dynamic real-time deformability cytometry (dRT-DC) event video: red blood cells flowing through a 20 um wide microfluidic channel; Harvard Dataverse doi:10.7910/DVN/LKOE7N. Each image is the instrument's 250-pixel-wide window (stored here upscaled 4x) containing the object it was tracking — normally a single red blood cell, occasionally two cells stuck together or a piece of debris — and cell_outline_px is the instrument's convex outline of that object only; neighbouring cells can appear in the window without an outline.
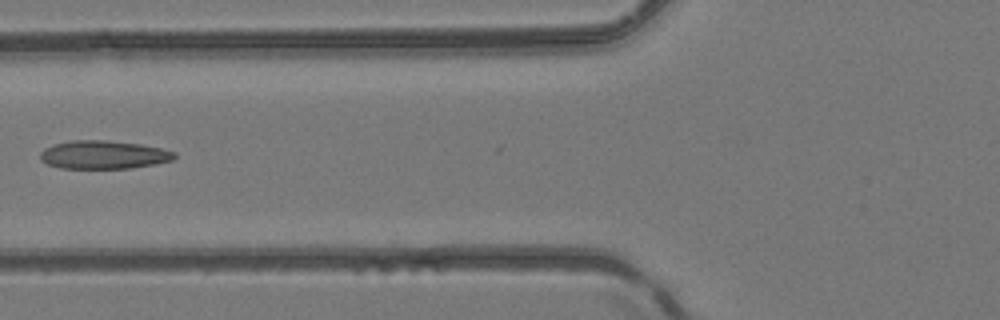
{"species": "common noctule bat (a hibernating species)", "species_latin": "Nyctalus noctula", "temperature_condition": "room temperature", "stored_images_in_passage": 6, "camera_frame_rate_fps": 3000, "um_per_image_px": 0.085, "animal": {"sex": "female", "body_mass_g": 24.6, "forearm_length_mm": 56.2}, "frame": {"image": 1, "passage_image": 6, "time_ms": 6.667, "image_size_px": [1000, 320], "cell_outline_px": [[176, 156], [172, 160], [156, 164], [132, 168], [60, 168], [48, 164], [40, 160], [40, 152], [44, 148], [52, 144], [72, 140], [108, 140], [140, 144], [160, 148], [176, 152]], "centroid_in_image_um": [8.79, 13.15], "position_along_channel_um": 117.0, "area_um2": 22.25}}